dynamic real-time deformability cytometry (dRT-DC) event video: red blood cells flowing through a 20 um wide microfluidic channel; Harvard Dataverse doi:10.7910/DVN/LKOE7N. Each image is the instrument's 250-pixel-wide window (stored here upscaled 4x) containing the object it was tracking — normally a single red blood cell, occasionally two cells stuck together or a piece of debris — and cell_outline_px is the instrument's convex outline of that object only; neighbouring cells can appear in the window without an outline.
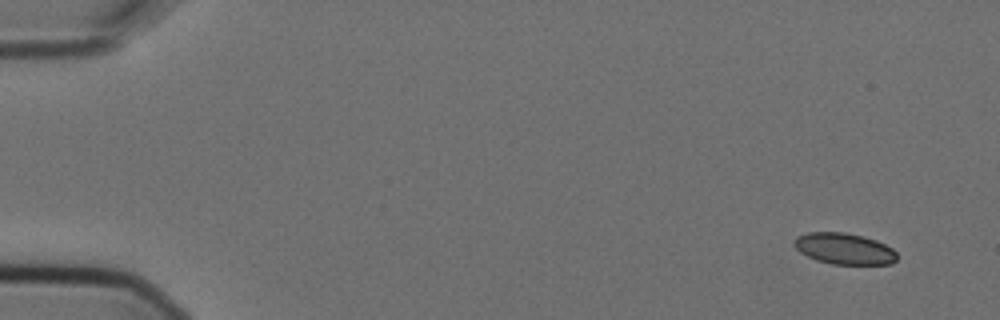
{"species": "Egyptian fruit bat (a non-hibernating species)", "species_latin": "Rousettus aegyptiacus", "temperature_condition": "cold", "stored_images_in_passage": 6, "segment_of_instrument_passage": [1, 2], "camera_frame_rate_fps": 3000, "um_per_image_px": 0.085, "animal": {"sex": "female"}, "frame": {"image": 1, "passage_image": 1, "time_ms": 0.0, "image_size_px": [1000, 320], "cell_outline_px": [[896, 260], [892, 264], [832, 264], [816, 260], [800, 252], [792, 244], [792, 240], [796, 236], [808, 232], [844, 232], [864, 236], [876, 240], [892, 248], [896, 252]], "centroid_in_image_um": [71.73, 21.13], "position_along_channel_um": 13.3, "area_um2": 18.84}}
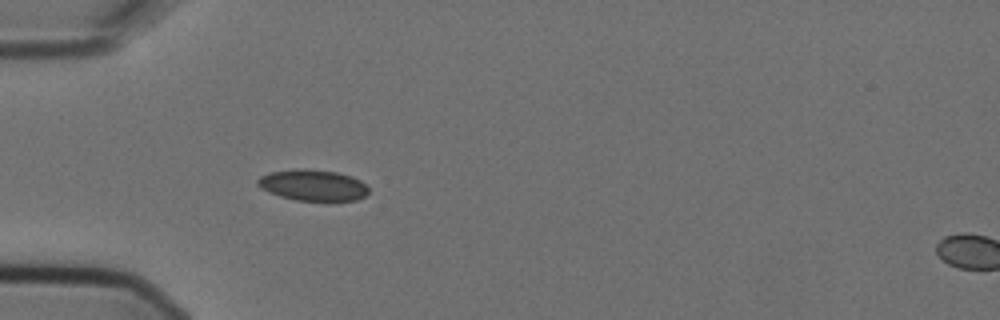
{"frame": {"image": 2, "passage_image": 5, "time_ms": 1.333, "image_size_px": [1000, 320], "cell_outline_px": [[368, 192], [364, 196], [356, 200], [296, 200], [280, 196], [268, 192], [260, 188], [256, 184], [256, 180], [260, 176], [268, 172], [296, 168], [304, 168], [336, 172], [352, 176], [360, 180], [368, 188]], "centroid_in_image_um": [26.54, 15.72], "position_along_channel_um": 58.5, "area_um2": 20.17}}